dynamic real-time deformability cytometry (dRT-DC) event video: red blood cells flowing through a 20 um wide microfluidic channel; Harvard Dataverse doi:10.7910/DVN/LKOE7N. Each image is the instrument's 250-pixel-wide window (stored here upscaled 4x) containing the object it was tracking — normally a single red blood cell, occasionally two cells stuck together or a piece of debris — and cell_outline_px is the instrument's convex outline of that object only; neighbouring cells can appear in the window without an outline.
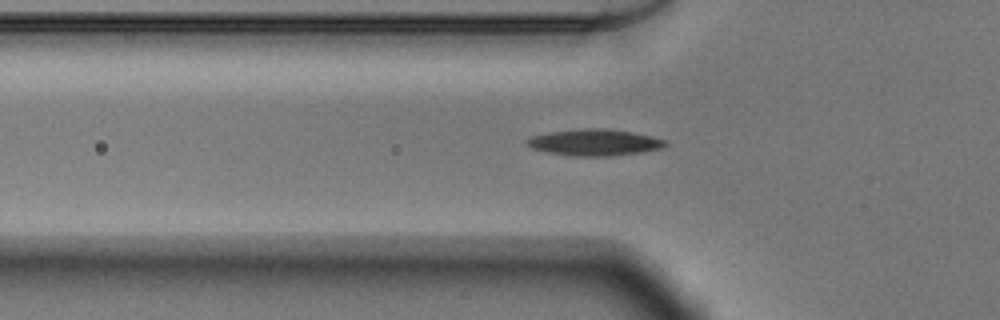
{"species": "Egyptian fruit bat (a non-hibernating species)", "species_latin": "Rousettus aegyptiacus", "temperature_condition": "warm", "stored_images_in_passage": 31, "camera_frame_rate_fps": 3000, "um_per_image_px": 0.085, "animal": {"sex": "male"}, "frame": {"image": 1, "passage_image": 7, "time_ms": 2.0, "image_size_px": [1000, 320], "cell_outline_px": [[668, 144], [664, 148], [644, 152], [612, 156], [568, 156], [548, 152], [532, 148], [524, 144], [524, 140], [532, 136], [548, 132], [584, 128], [604, 128], [632, 132], [664, 140]], "centroid_in_image_um": [50.5, 12.11], "position_along_channel_um": 75.3, "area_um2": 21.5}}
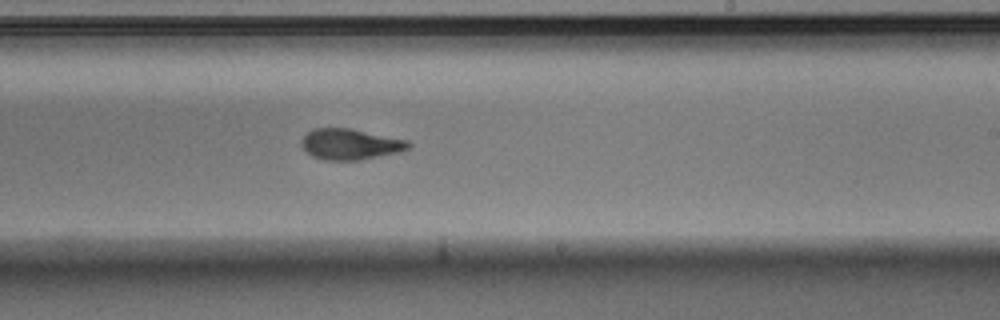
{"frame": {"image": 2, "passage_image": 21, "time_ms": 6.667, "image_size_px": [1000, 320], "cell_outline_px": [[412, 144], [408, 148], [400, 152], [360, 160], [324, 160], [312, 156], [300, 144], [300, 140], [312, 128], [348, 128], [408, 140]], "centroid_in_image_um": [29.76, 12.26], "position_along_channel_um": 259.2, "area_um2": 19.19}}
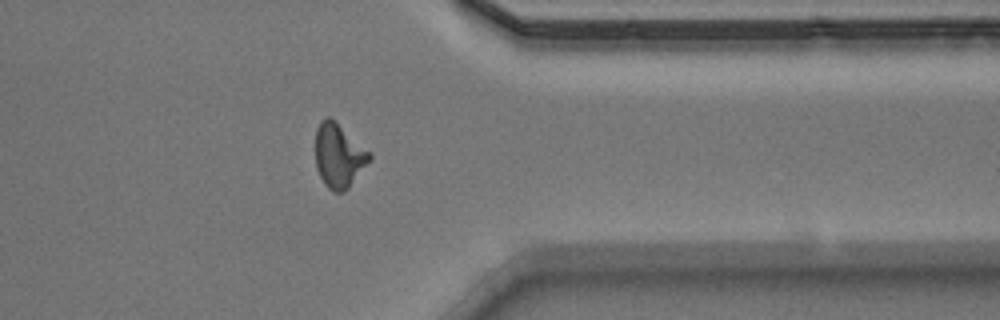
{"frame": {"image": 3, "passage_image": 31, "time_ms": 10.0, "image_size_px": [1000, 320], "cell_outline_px": [[372, 160], [348, 188], [344, 192], [332, 192], [324, 184], [316, 168], [316, 128], [320, 120], [328, 116], [372, 152]], "centroid_in_image_um": [28.82, 13.25], "position_along_channel_um": 382.6, "area_um2": 20.35}, "authors_computed_cell_mechanics": {"area_um2": 19.652, "velocity_mm_per_s": 3.927, "shape_relaxation_time_tau1_ms": 6.7699, "shape_relaxation_time_tau2_ms": 1.9845, "deformation_change_tau1": 0.2202, "deformation_change_tau2": 0.0905}}